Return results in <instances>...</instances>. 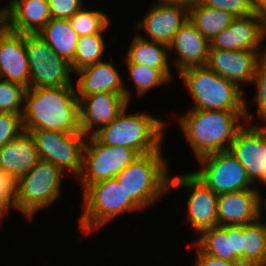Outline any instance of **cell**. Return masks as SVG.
I'll list each match as a JSON object with an SVG mask.
<instances>
[{"label": "cell", "instance_id": "obj_1", "mask_svg": "<svg viewBox=\"0 0 266 266\" xmlns=\"http://www.w3.org/2000/svg\"><path fill=\"white\" fill-rule=\"evenodd\" d=\"M23 108L24 131L82 133L79 100L74 86L26 89Z\"/></svg>", "mask_w": 266, "mask_h": 266}, {"label": "cell", "instance_id": "obj_2", "mask_svg": "<svg viewBox=\"0 0 266 266\" xmlns=\"http://www.w3.org/2000/svg\"><path fill=\"white\" fill-rule=\"evenodd\" d=\"M245 117L246 111L190 109L179 117V123L199 159L229 151L231 142L245 125L240 123L241 119L245 122Z\"/></svg>", "mask_w": 266, "mask_h": 266}, {"label": "cell", "instance_id": "obj_3", "mask_svg": "<svg viewBox=\"0 0 266 266\" xmlns=\"http://www.w3.org/2000/svg\"><path fill=\"white\" fill-rule=\"evenodd\" d=\"M179 75L194 102L195 108L192 109L246 111L245 122L251 121L253 115L247 111L243 91L235 83L207 66L187 68Z\"/></svg>", "mask_w": 266, "mask_h": 266}, {"label": "cell", "instance_id": "obj_4", "mask_svg": "<svg viewBox=\"0 0 266 266\" xmlns=\"http://www.w3.org/2000/svg\"><path fill=\"white\" fill-rule=\"evenodd\" d=\"M128 108L93 136L106 146L131 148L140 155L160 151L165 122L147 113L128 115Z\"/></svg>", "mask_w": 266, "mask_h": 266}, {"label": "cell", "instance_id": "obj_5", "mask_svg": "<svg viewBox=\"0 0 266 266\" xmlns=\"http://www.w3.org/2000/svg\"><path fill=\"white\" fill-rule=\"evenodd\" d=\"M165 160L161 151L139 155L115 177L141 208L154 204L170 189Z\"/></svg>", "mask_w": 266, "mask_h": 266}, {"label": "cell", "instance_id": "obj_6", "mask_svg": "<svg viewBox=\"0 0 266 266\" xmlns=\"http://www.w3.org/2000/svg\"><path fill=\"white\" fill-rule=\"evenodd\" d=\"M83 192L85 208L79 222L87 234L120 214L142 209L116 178L89 185Z\"/></svg>", "mask_w": 266, "mask_h": 266}, {"label": "cell", "instance_id": "obj_7", "mask_svg": "<svg viewBox=\"0 0 266 266\" xmlns=\"http://www.w3.org/2000/svg\"><path fill=\"white\" fill-rule=\"evenodd\" d=\"M63 171L51 162L39 160L35 167L16 181L15 209L28 219L48 207L60 195Z\"/></svg>", "mask_w": 266, "mask_h": 266}, {"label": "cell", "instance_id": "obj_8", "mask_svg": "<svg viewBox=\"0 0 266 266\" xmlns=\"http://www.w3.org/2000/svg\"><path fill=\"white\" fill-rule=\"evenodd\" d=\"M29 62V89L73 86L70 63L52 50L39 34H25Z\"/></svg>", "mask_w": 266, "mask_h": 266}, {"label": "cell", "instance_id": "obj_9", "mask_svg": "<svg viewBox=\"0 0 266 266\" xmlns=\"http://www.w3.org/2000/svg\"><path fill=\"white\" fill-rule=\"evenodd\" d=\"M88 139L84 145L82 171L78 177L83 191L89 185L115 178L140 155L131 148L106 146L94 136Z\"/></svg>", "mask_w": 266, "mask_h": 266}, {"label": "cell", "instance_id": "obj_10", "mask_svg": "<svg viewBox=\"0 0 266 266\" xmlns=\"http://www.w3.org/2000/svg\"><path fill=\"white\" fill-rule=\"evenodd\" d=\"M40 160L53 163L63 172L67 170L80 176L83 149L87 137L83 133L61 131H30Z\"/></svg>", "mask_w": 266, "mask_h": 266}, {"label": "cell", "instance_id": "obj_11", "mask_svg": "<svg viewBox=\"0 0 266 266\" xmlns=\"http://www.w3.org/2000/svg\"><path fill=\"white\" fill-rule=\"evenodd\" d=\"M197 160L203 168L192 173L215 194L253 188L246 170L229 151L212 153Z\"/></svg>", "mask_w": 266, "mask_h": 266}, {"label": "cell", "instance_id": "obj_12", "mask_svg": "<svg viewBox=\"0 0 266 266\" xmlns=\"http://www.w3.org/2000/svg\"><path fill=\"white\" fill-rule=\"evenodd\" d=\"M170 176L169 188L191 190L187 199V220L196 233L218 226V195L201 182L192 172L181 176Z\"/></svg>", "mask_w": 266, "mask_h": 266}, {"label": "cell", "instance_id": "obj_13", "mask_svg": "<svg viewBox=\"0 0 266 266\" xmlns=\"http://www.w3.org/2000/svg\"><path fill=\"white\" fill-rule=\"evenodd\" d=\"M266 37V17L253 12L245 17H235L232 23L210 42L209 49L261 50Z\"/></svg>", "mask_w": 266, "mask_h": 266}, {"label": "cell", "instance_id": "obj_14", "mask_svg": "<svg viewBox=\"0 0 266 266\" xmlns=\"http://www.w3.org/2000/svg\"><path fill=\"white\" fill-rule=\"evenodd\" d=\"M79 100V124L81 132L93 136L116 119L128 107L125 93H96ZM95 128L94 131H92ZM90 133V134H89Z\"/></svg>", "mask_w": 266, "mask_h": 266}, {"label": "cell", "instance_id": "obj_15", "mask_svg": "<svg viewBox=\"0 0 266 266\" xmlns=\"http://www.w3.org/2000/svg\"><path fill=\"white\" fill-rule=\"evenodd\" d=\"M229 152L244 167L253 184L256 181L263 183L266 167V126L245 124L231 142Z\"/></svg>", "mask_w": 266, "mask_h": 266}, {"label": "cell", "instance_id": "obj_16", "mask_svg": "<svg viewBox=\"0 0 266 266\" xmlns=\"http://www.w3.org/2000/svg\"><path fill=\"white\" fill-rule=\"evenodd\" d=\"M264 54L266 49L264 51L263 49L236 51L209 49L206 66L242 89L241 82H253L257 62Z\"/></svg>", "mask_w": 266, "mask_h": 266}, {"label": "cell", "instance_id": "obj_17", "mask_svg": "<svg viewBox=\"0 0 266 266\" xmlns=\"http://www.w3.org/2000/svg\"><path fill=\"white\" fill-rule=\"evenodd\" d=\"M261 201L254 188L218 195V225H245L257 221L262 213Z\"/></svg>", "mask_w": 266, "mask_h": 266}, {"label": "cell", "instance_id": "obj_18", "mask_svg": "<svg viewBox=\"0 0 266 266\" xmlns=\"http://www.w3.org/2000/svg\"><path fill=\"white\" fill-rule=\"evenodd\" d=\"M188 19L189 10L186 7L165 4L158 0L137 24V28L143 29L151 37V41L168 45Z\"/></svg>", "mask_w": 266, "mask_h": 266}, {"label": "cell", "instance_id": "obj_19", "mask_svg": "<svg viewBox=\"0 0 266 266\" xmlns=\"http://www.w3.org/2000/svg\"><path fill=\"white\" fill-rule=\"evenodd\" d=\"M30 69L25 34L9 31L0 35V79L29 89Z\"/></svg>", "mask_w": 266, "mask_h": 266}, {"label": "cell", "instance_id": "obj_20", "mask_svg": "<svg viewBox=\"0 0 266 266\" xmlns=\"http://www.w3.org/2000/svg\"><path fill=\"white\" fill-rule=\"evenodd\" d=\"M34 138L22 131L0 149V171L15 182L31 171L39 161Z\"/></svg>", "mask_w": 266, "mask_h": 266}, {"label": "cell", "instance_id": "obj_21", "mask_svg": "<svg viewBox=\"0 0 266 266\" xmlns=\"http://www.w3.org/2000/svg\"><path fill=\"white\" fill-rule=\"evenodd\" d=\"M209 48L210 42L189 19L168 44L169 51L175 49L179 56V59L175 62L179 73L187 68L206 66Z\"/></svg>", "mask_w": 266, "mask_h": 266}, {"label": "cell", "instance_id": "obj_22", "mask_svg": "<svg viewBox=\"0 0 266 266\" xmlns=\"http://www.w3.org/2000/svg\"><path fill=\"white\" fill-rule=\"evenodd\" d=\"M79 75L77 82V98H83L96 93H125L130 102V92L123 86L119 72L108 62H98L75 72Z\"/></svg>", "mask_w": 266, "mask_h": 266}, {"label": "cell", "instance_id": "obj_23", "mask_svg": "<svg viewBox=\"0 0 266 266\" xmlns=\"http://www.w3.org/2000/svg\"><path fill=\"white\" fill-rule=\"evenodd\" d=\"M10 30L22 34H38L52 19L48 0H8Z\"/></svg>", "mask_w": 266, "mask_h": 266}, {"label": "cell", "instance_id": "obj_24", "mask_svg": "<svg viewBox=\"0 0 266 266\" xmlns=\"http://www.w3.org/2000/svg\"><path fill=\"white\" fill-rule=\"evenodd\" d=\"M136 35L126 55V63H138L158 69L168 80L171 69L168 62V45Z\"/></svg>", "mask_w": 266, "mask_h": 266}, {"label": "cell", "instance_id": "obj_25", "mask_svg": "<svg viewBox=\"0 0 266 266\" xmlns=\"http://www.w3.org/2000/svg\"><path fill=\"white\" fill-rule=\"evenodd\" d=\"M38 34L59 56L73 61L79 35L68 19L52 18Z\"/></svg>", "mask_w": 266, "mask_h": 266}, {"label": "cell", "instance_id": "obj_26", "mask_svg": "<svg viewBox=\"0 0 266 266\" xmlns=\"http://www.w3.org/2000/svg\"><path fill=\"white\" fill-rule=\"evenodd\" d=\"M234 18L227 11L206 7L200 2L189 9V20L209 42L228 27Z\"/></svg>", "mask_w": 266, "mask_h": 266}, {"label": "cell", "instance_id": "obj_27", "mask_svg": "<svg viewBox=\"0 0 266 266\" xmlns=\"http://www.w3.org/2000/svg\"><path fill=\"white\" fill-rule=\"evenodd\" d=\"M261 221L242 225L243 266H266V225Z\"/></svg>", "mask_w": 266, "mask_h": 266}, {"label": "cell", "instance_id": "obj_28", "mask_svg": "<svg viewBox=\"0 0 266 266\" xmlns=\"http://www.w3.org/2000/svg\"><path fill=\"white\" fill-rule=\"evenodd\" d=\"M194 242L204 253L228 262H240L232 252L231 235H227V225L215 226L201 232Z\"/></svg>", "mask_w": 266, "mask_h": 266}, {"label": "cell", "instance_id": "obj_29", "mask_svg": "<svg viewBox=\"0 0 266 266\" xmlns=\"http://www.w3.org/2000/svg\"><path fill=\"white\" fill-rule=\"evenodd\" d=\"M105 50L102 34H91L79 37L73 61L70 63L73 74L89 65L101 62Z\"/></svg>", "mask_w": 266, "mask_h": 266}, {"label": "cell", "instance_id": "obj_30", "mask_svg": "<svg viewBox=\"0 0 266 266\" xmlns=\"http://www.w3.org/2000/svg\"><path fill=\"white\" fill-rule=\"evenodd\" d=\"M79 37L102 34L109 26V17L100 10H86L81 8L68 19Z\"/></svg>", "mask_w": 266, "mask_h": 266}, {"label": "cell", "instance_id": "obj_31", "mask_svg": "<svg viewBox=\"0 0 266 266\" xmlns=\"http://www.w3.org/2000/svg\"><path fill=\"white\" fill-rule=\"evenodd\" d=\"M127 69L135 83L137 95H143L150 89L169 80L156 68L138 63H126Z\"/></svg>", "mask_w": 266, "mask_h": 266}, {"label": "cell", "instance_id": "obj_32", "mask_svg": "<svg viewBox=\"0 0 266 266\" xmlns=\"http://www.w3.org/2000/svg\"><path fill=\"white\" fill-rule=\"evenodd\" d=\"M25 92L20 84L0 79V112L22 114Z\"/></svg>", "mask_w": 266, "mask_h": 266}, {"label": "cell", "instance_id": "obj_33", "mask_svg": "<svg viewBox=\"0 0 266 266\" xmlns=\"http://www.w3.org/2000/svg\"><path fill=\"white\" fill-rule=\"evenodd\" d=\"M257 89L256 105L257 115L266 124V54L257 62L253 82Z\"/></svg>", "mask_w": 266, "mask_h": 266}, {"label": "cell", "instance_id": "obj_34", "mask_svg": "<svg viewBox=\"0 0 266 266\" xmlns=\"http://www.w3.org/2000/svg\"><path fill=\"white\" fill-rule=\"evenodd\" d=\"M22 131V114L0 112V149Z\"/></svg>", "mask_w": 266, "mask_h": 266}, {"label": "cell", "instance_id": "obj_35", "mask_svg": "<svg viewBox=\"0 0 266 266\" xmlns=\"http://www.w3.org/2000/svg\"><path fill=\"white\" fill-rule=\"evenodd\" d=\"M206 7L224 10L234 17H245L254 11L251 0H201Z\"/></svg>", "mask_w": 266, "mask_h": 266}, {"label": "cell", "instance_id": "obj_36", "mask_svg": "<svg viewBox=\"0 0 266 266\" xmlns=\"http://www.w3.org/2000/svg\"><path fill=\"white\" fill-rule=\"evenodd\" d=\"M15 184L10 176L0 171V222L10 207L15 208Z\"/></svg>", "mask_w": 266, "mask_h": 266}, {"label": "cell", "instance_id": "obj_37", "mask_svg": "<svg viewBox=\"0 0 266 266\" xmlns=\"http://www.w3.org/2000/svg\"><path fill=\"white\" fill-rule=\"evenodd\" d=\"M51 18L69 19L83 6L82 0H48Z\"/></svg>", "mask_w": 266, "mask_h": 266}, {"label": "cell", "instance_id": "obj_38", "mask_svg": "<svg viewBox=\"0 0 266 266\" xmlns=\"http://www.w3.org/2000/svg\"><path fill=\"white\" fill-rule=\"evenodd\" d=\"M227 235H231L232 252L243 265L242 225H227Z\"/></svg>", "mask_w": 266, "mask_h": 266}, {"label": "cell", "instance_id": "obj_39", "mask_svg": "<svg viewBox=\"0 0 266 266\" xmlns=\"http://www.w3.org/2000/svg\"><path fill=\"white\" fill-rule=\"evenodd\" d=\"M195 266H243L240 262H228L204 253L198 246Z\"/></svg>", "mask_w": 266, "mask_h": 266}, {"label": "cell", "instance_id": "obj_40", "mask_svg": "<svg viewBox=\"0 0 266 266\" xmlns=\"http://www.w3.org/2000/svg\"><path fill=\"white\" fill-rule=\"evenodd\" d=\"M10 31V3L0 10V35L7 34Z\"/></svg>", "mask_w": 266, "mask_h": 266}, {"label": "cell", "instance_id": "obj_41", "mask_svg": "<svg viewBox=\"0 0 266 266\" xmlns=\"http://www.w3.org/2000/svg\"><path fill=\"white\" fill-rule=\"evenodd\" d=\"M165 4L180 5L186 7L188 10L198 4L201 0H159Z\"/></svg>", "mask_w": 266, "mask_h": 266}, {"label": "cell", "instance_id": "obj_42", "mask_svg": "<svg viewBox=\"0 0 266 266\" xmlns=\"http://www.w3.org/2000/svg\"><path fill=\"white\" fill-rule=\"evenodd\" d=\"M254 11L266 16V0H251Z\"/></svg>", "mask_w": 266, "mask_h": 266}, {"label": "cell", "instance_id": "obj_43", "mask_svg": "<svg viewBox=\"0 0 266 266\" xmlns=\"http://www.w3.org/2000/svg\"><path fill=\"white\" fill-rule=\"evenodd\" d=\"M263 184L266 185V167H265V170H264V173H263Z\"/></svg>", "mask_w": 266, "mask_h": 266}]
</instances>
